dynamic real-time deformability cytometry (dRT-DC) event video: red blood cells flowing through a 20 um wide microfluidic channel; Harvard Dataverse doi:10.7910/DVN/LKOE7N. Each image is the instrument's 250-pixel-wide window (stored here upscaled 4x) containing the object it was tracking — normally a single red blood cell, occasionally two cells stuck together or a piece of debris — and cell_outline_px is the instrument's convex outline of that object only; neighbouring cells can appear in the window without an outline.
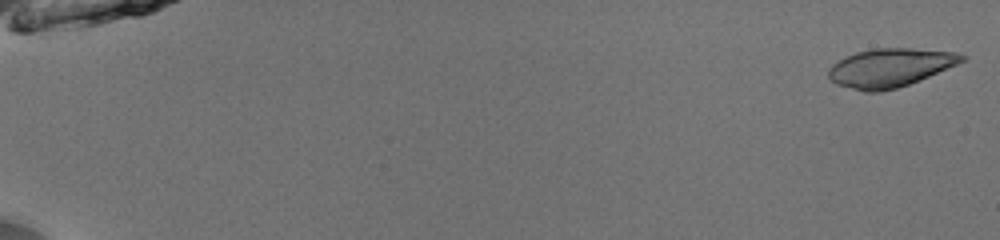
{"species": "common noctule bat (a hibernating species)", "species_latin": "Nyctalus noctula", "temperature_condition": "room temperature", "stored_images_in_passage": 52, "camera_frame_rate_fps": 3000, "um_per_image_px": 0.085, "animal": {"sex": "male", "body_mass_g": 13.0, "forearm_length_mm": 53.1}, "frame": {"image": 1, "passage_image": 1, "time_ms": 0.0, "image_size_px": [1000, 240], "cell_outline_px": [[968, 56], [964, 60], [956, 64], [920, 80], [896, 88], [880, 92], [864, 92], [836, 84], [828, 76], [828, 68], [832, 64], [856, 52], [876, 48], [908, 48], [956, 52]], "centroid_in_image_um": [75.64, 5.76], "position_along_channel_um": 9.4, "area_um2": 29.71}}